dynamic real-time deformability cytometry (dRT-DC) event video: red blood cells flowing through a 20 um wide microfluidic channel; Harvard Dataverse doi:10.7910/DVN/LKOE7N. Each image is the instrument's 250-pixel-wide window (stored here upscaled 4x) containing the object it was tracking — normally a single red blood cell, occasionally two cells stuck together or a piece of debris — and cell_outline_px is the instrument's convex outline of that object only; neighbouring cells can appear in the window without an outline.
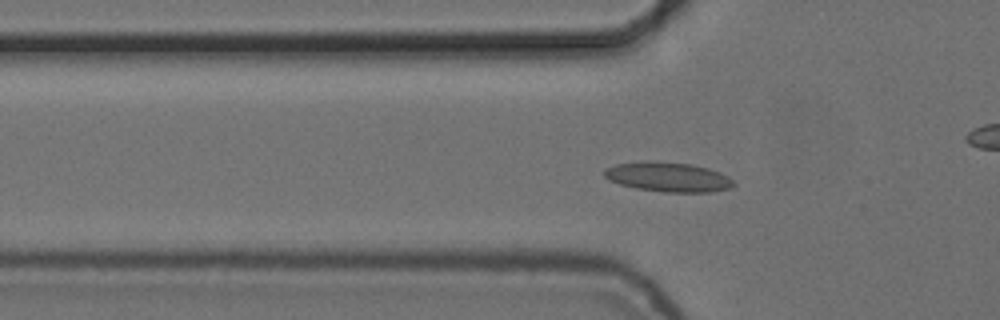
{"species": "common noctule bat (a hibernating species)", "species_latin": "Nyctalus noctula", "temperature_condition": "cold", "stored_images_in_passage": 42, "camera_frame_rate_fps": 3000, "um_per_image_px": 0.085, "animal": {"sex": "female", "body_mass_g": 24.6, "forearm_length_mm": 56.2}, "frame": {"image": 1, "passage_image": 15, "time_ms": 4.667, "image_size_px": [1000, 320], "cell_outline_px": [[736, 184], [732, 188], [712, 192], [664, 192], [636, 188], [620, 184], [608, 180], [604, 176], [604, 168], [616, 164], [648, 160], [692, 164], [708, 168], [720, 172], [728, 176]], "centroid_in_image_um": [56.79, 15.04], "position_along_channel_um": 69.0, "area_um2": 22.54}}
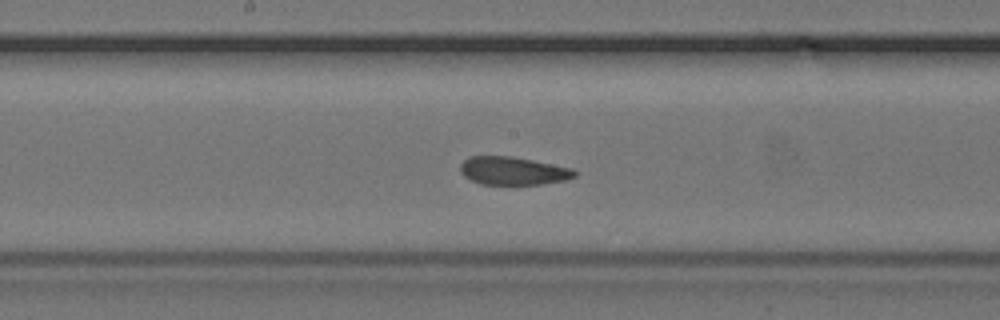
{"frame": {"image": 2, "passage_image": 26, "time_ms": 8.333, "image_size_px": [1000, 320], "cell_outline_px": [[576, 176], [568, 180], [540, 184], [480, 184], [464, 176], [460, 172], [460, 164], [468, 156], [512, 156], [572, 168], [576, 172]], "centroid_in_image_um": [43.6, 14.52], "position_along_channel_um": 204.6, "area_um2": 18.73}}
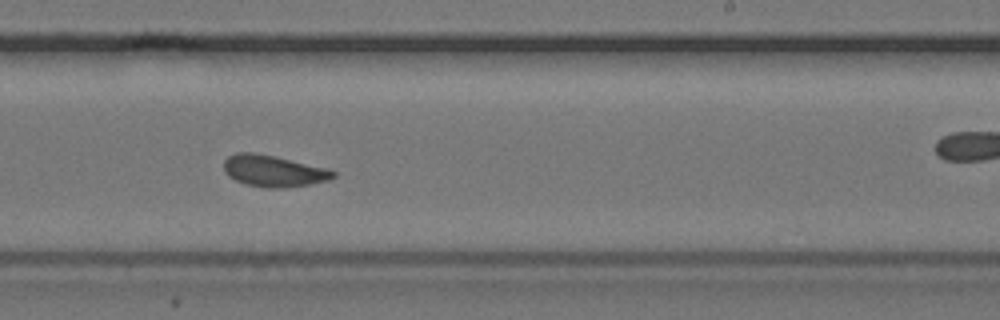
{"frame": {"image": 3, "passage_image": 31, "time_ms": 10.0, "image_size_px": [1000, 320], "cell_outline_px": [[336, 176], [328, 180], [312, 184], [284, 188], [268, 188], [248, 184], [236, 180], [228, 176], [224, 172], [224, 160], [228, 156], [236, 152], [256, 152], [276, 156], [328, 168], [336, 172]], "centroid_in_image_um": [23.26, 14.52], "position_along_channel_um": 265.7, "area_um2": 20.29}, "authors_computed_cell_mechanics": {"area_um2": 20.0855, "velocity_mm_per_s": 3.6859, "shape_relaxation_time_tau1_ms": null, "shape_relaxation_time_tau2_ms": 1.4985, "deformation_change_tau1": null, "deformation_change_tau2": 0.0458}}